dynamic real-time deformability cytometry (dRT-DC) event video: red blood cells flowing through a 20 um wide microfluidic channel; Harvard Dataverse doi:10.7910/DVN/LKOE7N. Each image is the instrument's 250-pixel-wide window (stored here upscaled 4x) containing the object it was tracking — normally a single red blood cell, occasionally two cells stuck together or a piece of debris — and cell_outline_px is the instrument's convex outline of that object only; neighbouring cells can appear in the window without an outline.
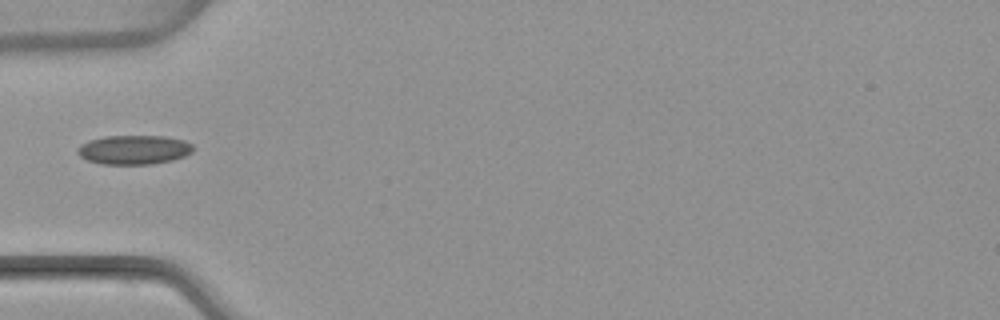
{"species": "common noctule bat (a hibernating species)", "species_latin": "Nyctalus noctula", "temperature_condition": "warm", "stored_images_in_passage": 1, "camera_frame_rate_fps": 3000, "um_per_image_px": 0.085, "animal": {"sex": "female", "body_mass_g": 22.7, "forearm_length_mm": 54.2}, "frame": {"image": 1, "passage_image": 1, "time_ms": 0.0, "image_size_px": [1000, 320], "cell_outline_px": [[192, 152], [184, 156], [172, 160], [152, 164], [100, 164], [88, 160], [80, 156], [76, 152], [80, 144], [88, 140], [104, 136], [164, 136], [184, 140], [192, 144]], "centroid_in_image_um": [11.36, 12.72], "position_along_channel_um": 73.6, "area_um2": 19.71}}